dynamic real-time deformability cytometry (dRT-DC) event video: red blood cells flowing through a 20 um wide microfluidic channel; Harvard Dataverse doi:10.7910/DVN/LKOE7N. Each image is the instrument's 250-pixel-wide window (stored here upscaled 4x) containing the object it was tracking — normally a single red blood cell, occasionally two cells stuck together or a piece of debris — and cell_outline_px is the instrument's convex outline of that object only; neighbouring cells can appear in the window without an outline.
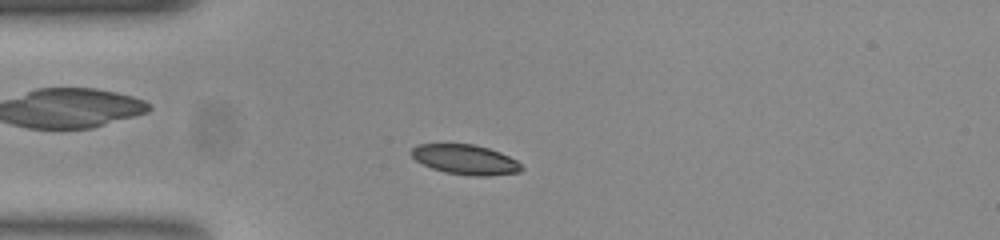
{"species": "common noctule bat (a hibernating species)", "species_latin": "Nyctalus noctula", "temperature_condition": "room temperature", "stored_images_in_passage": 41, "camera_frame_rate_fps": 3000, "um_per_image_px": 0.085, "animal": {"sex": "female", "body_mass_g": 23.0, "forearm_length_mm": 53.4}, "frame": {"image": 1, "passage_image": 2, "time_ms": 0.333, "image_size_px": [1000, 240], "cell_outline_px": [[524, 168], [520, 172], [488, 176], [476, 176], [444, 172], [432, 168], [416, 160], [412, 156], [412, 148], [416, 144], [472, 144], [488, 148], [500, 152], [516, 160]], "centroid_in_image_um": [39.57, 13.56], "position_along_channel_um": 45.4, "area_um2": 19.02}}
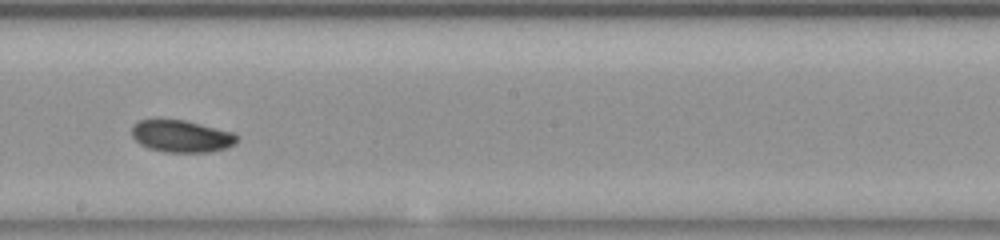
{"frame": {"image": 2, "passage_image": 18, "time_ms": 5.667, "image_size_px": [1000, 240], "cell_outline_px": [[236, 144], [224, 148], [208, 152], [164, 152], [148, 148], [140, 144], [132, 136], [132, 124], [140, 120], [184, 120], [232, 132], [236, 136]], "centroid_in_image_um": [15.38, 11.58], "position_along_channel_um": 232.8, "area_um2": 19.42}}
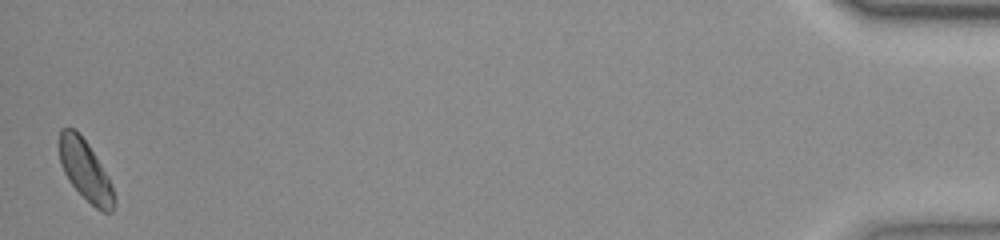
{"frame": {"image": 3, "passage_image": 41, "time_ms": 13.333, "image_size_px": [1000, 240], "cell_outline_px": [[116, 204], [112, 212], [104, 212], [96, 208], [72, 184], [64, 172], [60, 164], [56, 144], [60, 128], [72, 128], [88, 144], [108, 176], [116, 196]], "centroid_in_image_um": [7.23, 14.47], "position_along_channel_um": 428.0, "area_um2": 19.36}, "authors_computed_cell_mechanics": {"area_um2": 19.5942, "velocity_mm_per_s": 3.8164, "shape_relaxation_time_tau1_ms": 2.3191, "shape_relaxation_time_tau2_ms": null, "deformation_change_tau1": 0.0665, "deformation_change_tau2": null}}